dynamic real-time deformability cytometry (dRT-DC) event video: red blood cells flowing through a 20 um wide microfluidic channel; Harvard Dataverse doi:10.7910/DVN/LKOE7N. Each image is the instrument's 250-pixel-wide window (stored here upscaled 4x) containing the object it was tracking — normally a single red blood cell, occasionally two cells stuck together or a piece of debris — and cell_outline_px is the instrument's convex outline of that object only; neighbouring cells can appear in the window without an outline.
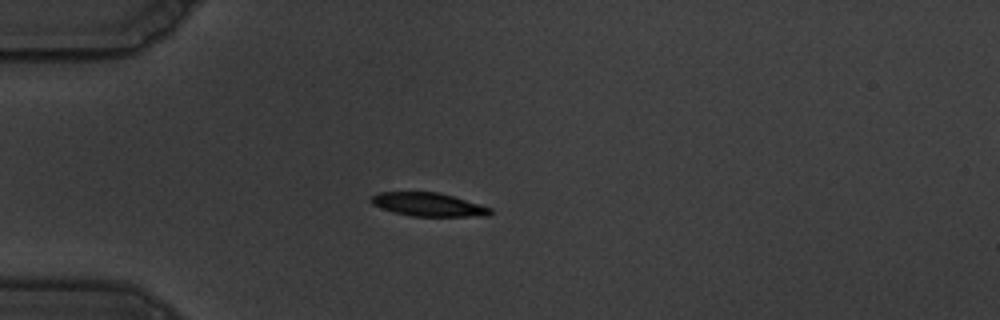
{"species": "common noctule bat (a hibernating species)", "species_latin": "Nyctalus noctula", "temperature_condition": "warm", "stored_images_in_passage": 42, "camera_frame_rate_fps": 3000, "um_per_image_px": 0.085, "animal": {"sex": "male", "body_mass_g": 19.5, "forearm_length_mm": 54.6}, "frame": {"image": 1, "passage_image": 1, "time_ms": 0.0, "image_size_px": [1000, 320], "cell_outline_px": [[492, 212], [488, 216], [412, 216], [380, 208], [372, 204], [368, 200], [376, 192], [440, 192], [480, 204], [492, 208]], "centroid_in_image_um": [36.4, 17.38], "position_along_channel_um": 48.6, "area_um2": 16.36}}
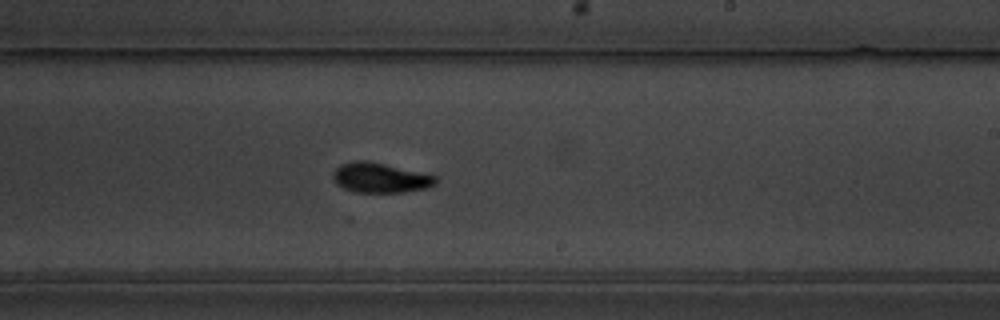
{"frame": {"image": 2, "passage_image": 20, "time_ms": 6.333, "image_size_px": [1000, 320], "cell_outline_px": [[436, 184], [428, 188], [404, 192], [356, 192], [344, 188], [336, 184], [332, 176], [332, 172], [340, 164], [352, 160], [368, 160], [436, 176]], "centroid_in_image_um": [32.28, 15.1], "position_along_channel_um": 256.7, "area_um2": 17.92}}
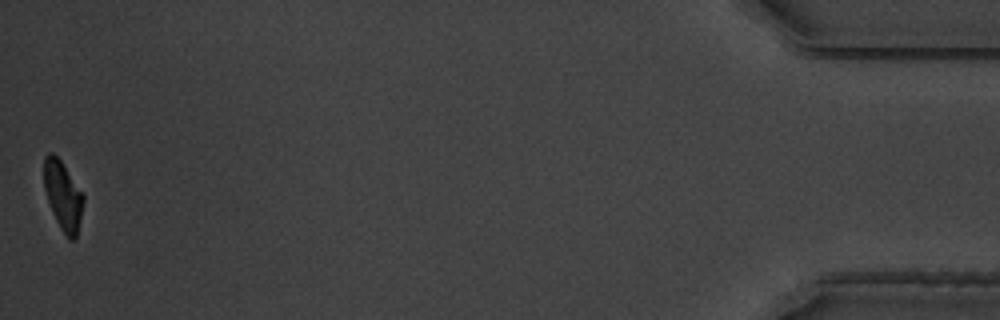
{"frame": {"image": 3, "passage_image": 42, "time_ms": 13.667, "image_size_px": [1000, 320], "cell_outline_px": [[84, 200], [76, 236], [72, 240], [68, 240], [60, 228], [52, 212], [44, 188], [44, 156], [48, 152], [52, 152], [60, 160], [84, 196]], "centroid_in_image_um": [5.33, 16.63], "position_along_channel_um": 429.9, "area_um2": 15.49}, "authors_computed_cell_mechanics": {"area_um2": 17.3111, "velocity_mm_per_s": 3.5724, "shape_relaxation_time_tau1_ms": 2.9586, "shape_relaxation_time_tau2_ms": 4.5273, "deformation_change_tau1": 0.1963, "deformation_change_tau2": 0.0846}}